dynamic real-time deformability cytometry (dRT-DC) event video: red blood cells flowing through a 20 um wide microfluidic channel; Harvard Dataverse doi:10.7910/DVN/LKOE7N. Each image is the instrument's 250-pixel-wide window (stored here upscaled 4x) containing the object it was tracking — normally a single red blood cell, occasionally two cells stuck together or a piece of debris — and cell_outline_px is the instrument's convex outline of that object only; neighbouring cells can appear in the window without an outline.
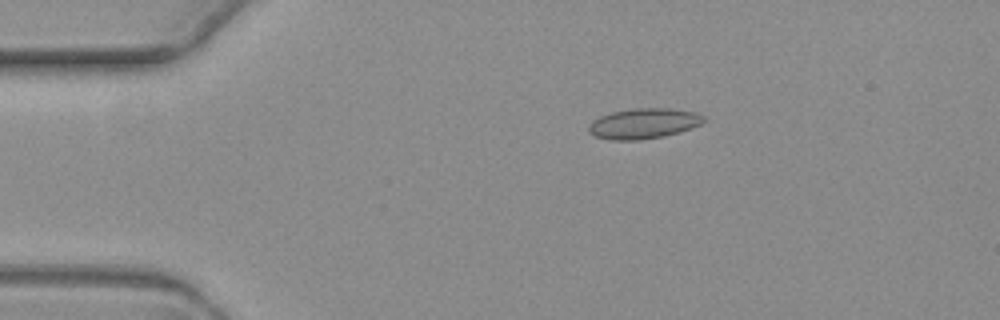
{"species": "common noctule bat (a hibernating species)", "species_latin": "Nyctalus noctula", "temperature_condition": "warm", "stored_images_in_passage": 6, "camera_frame_rate_fps": 3000, "um_per_image_px": 0.085, "animal": {"sex": "female", "body_mass_g": 19.3, "forearm_length_mm": 54.1}, "frame": {"image": 1, "passage_image": 2, "time_ms": 1.0, "image_size_px": [1000, 320], "cell_outline_px": [[708, 120], [692, 128], [680, 132], [664, 136], [640, 140], [612, 140], [596, 136], [588, 132], [588, 124], [592, 120], [600, 116], [612, 112], [632, 108], [668, 108], [696, 112], [704, 116]], "centroid_in_image_um": [54.72, 10.49], "position_along_channel_um": 30.3, "area_um2": 20.58}}
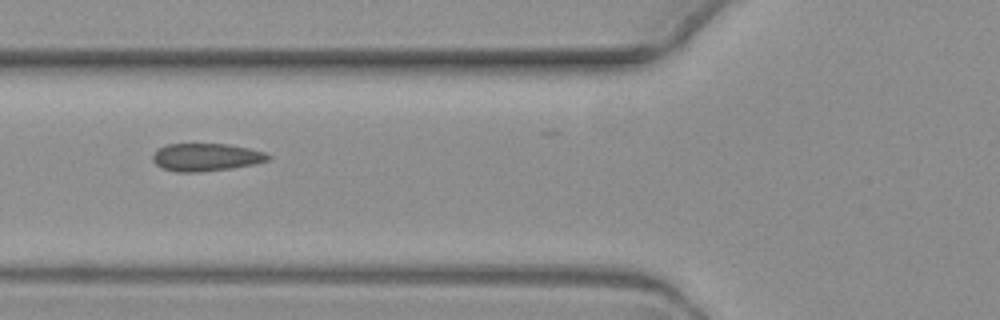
{"frame": {"image": 2, "passage_image": 5, "time_ms": 4.667, "image_size_px": [1000, 320], "cell_outline_px": [[272, 156], [268, 160], [252, 164], [232, 168], [200, 172], [176, 172], [164, 168], [156, 164], [152, 160], [152, 156], [164, 144], [228, 144], [248, 148], [264, 152]], "centroid_in_image_um": [17.51, 13.36], "position_along_channel_um": 108.3, "area_um2": 18.5}}
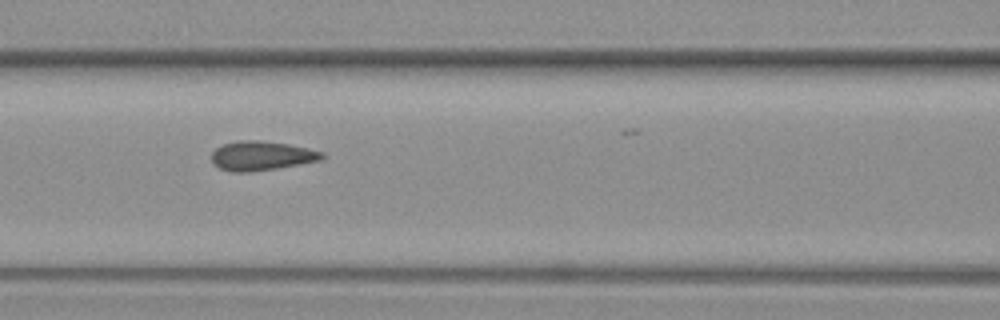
{"frame": {"image": 3, "passage_image": 6, "time_ms": 5.667, "image_size_px": [1000, 320], "cell_outline_px": [[328, 156], [324, 160], [276, 168], [248, 172], [232, 172], [220, 168], [212, 164], [212, 152], [216, 148], [224, 144], [240, 140], [260, 140], [288, 144], [308, 148], [324, 152]], "centroid_in_image_um": [22.28, 13.24], "position_along_channel_um": 144.3, "area_um2": 19.02}}